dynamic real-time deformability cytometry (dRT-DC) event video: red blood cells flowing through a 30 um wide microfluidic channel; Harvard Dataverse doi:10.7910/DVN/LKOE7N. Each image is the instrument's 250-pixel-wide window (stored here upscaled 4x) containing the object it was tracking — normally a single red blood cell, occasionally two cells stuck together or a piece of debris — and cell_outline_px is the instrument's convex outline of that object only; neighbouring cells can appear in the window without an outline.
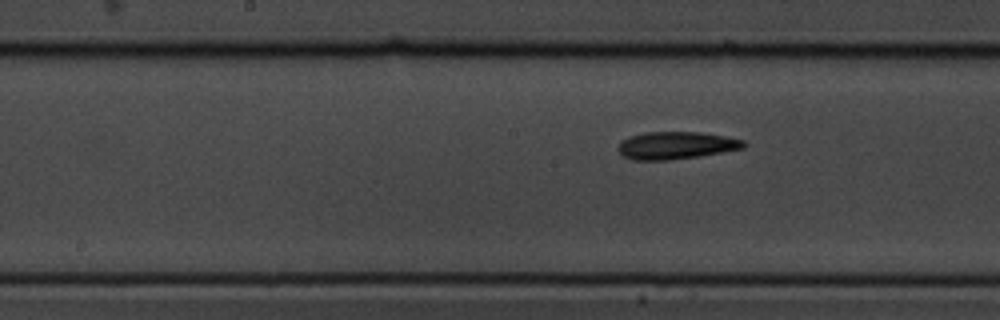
{"species": "common noctule bat (a hibernating species)", "species_latin": "Nyctalus noctula", "temperature_condition": "cold", "stored_images_in_passage": 9, "segment_of_instrument_passage": [2, 2], "camera_frame_rate_fps": 3000, "um_per_image_px": 0.085, "animal": {"sex": "male", "body_mass_g": 19.5, "forearm_length_mm": 54.6}, "frame": {"image": 1, "passage_image": 9, "time_ms": 2.667, "image_size_px": [1000, 320], "cell_outline_px": [[748, 144], [744, 148], [700, 156], [668, 160], [632, 160], [624, 156], [616, 148], [620, 140], [628, 136], [644, 132], [700, 132], [724, 136], [744, 140]], "centroid_in_image_um": [57.44, 12.35], "position_along_channel_um": 190.8, "area_um2": 20.29}}